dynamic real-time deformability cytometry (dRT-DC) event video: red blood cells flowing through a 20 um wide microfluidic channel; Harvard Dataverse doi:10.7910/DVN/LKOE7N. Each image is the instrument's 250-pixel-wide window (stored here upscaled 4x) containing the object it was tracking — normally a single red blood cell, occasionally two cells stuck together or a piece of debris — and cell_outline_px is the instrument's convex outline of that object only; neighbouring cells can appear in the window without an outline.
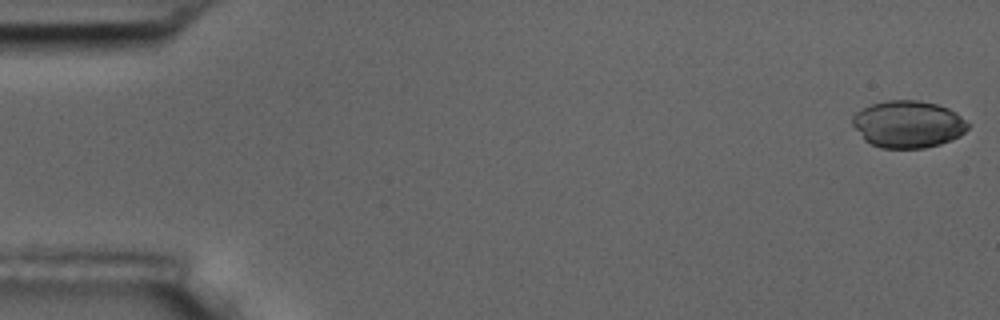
{"species": "common noctule bat (a hibernating species)", "species_latin": "Nyctalus noctula", "temperature_condition": "room temperature", "stored_images_in_passage": 5, "camera_frame_rate_fps": 3000, "um_per_image_px": 0.085, "animal": {"sex": "male", "body_mass_g": 17.5, "forearm_length_mm": 52.3}, "frame": {"image": 1, "passage_image": 1, "time_ms": 0.0, "image_size_px": [1000, 320], "cell_outline_px": [[972, 124], [960, 136], [952, 140], [940, 144], [924, 148], [880, 148], [864, 140], [852, 124], [852, 116], [856, 112], [872, 104], [888, 100], [920, 100], [936, 104], [948, 108], [956, 112]], "centroid_in_image_um": [77.21, 10.56], "position_along_channel_um": 7.8, "area_um2": 31.91}}